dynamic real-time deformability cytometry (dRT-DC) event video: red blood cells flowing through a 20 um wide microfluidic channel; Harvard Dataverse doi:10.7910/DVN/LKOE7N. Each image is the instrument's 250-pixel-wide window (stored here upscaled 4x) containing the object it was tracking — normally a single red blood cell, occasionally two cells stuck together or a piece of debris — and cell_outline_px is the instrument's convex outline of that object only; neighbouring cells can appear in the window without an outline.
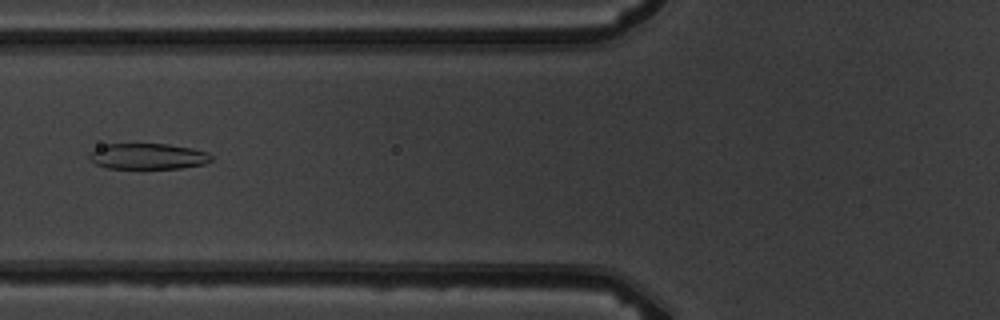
{"species": "common noctule bat (a hibernating species)", "species_latin": "Nyctalus noctula", "temperature_condition": "warm", "stored_images_in_passage": 5, "camera_frame_rate_fps": 3000, "um_per_image_px": 0.085, "animal": {"sex": "male", "body_mass_g": 19.5, "forearm_length_mm": 54.6}, "frame": {"image": 1, "passage_image": 4, "time_ms": 3.667, "image_size_px": [1000, 320], "cell_outline_px": [[212, 160], [204, 164], [180, 168], [108, 168], [96, 164], [88, 156], [96, 148], [108, 144], [168, 144], [192, 148], [208, 152], [212, 156]], "centroid_in_image_um": [12.61, 13.28], "position_along_channel_um": 113.2, "area_um2": 18.21}}